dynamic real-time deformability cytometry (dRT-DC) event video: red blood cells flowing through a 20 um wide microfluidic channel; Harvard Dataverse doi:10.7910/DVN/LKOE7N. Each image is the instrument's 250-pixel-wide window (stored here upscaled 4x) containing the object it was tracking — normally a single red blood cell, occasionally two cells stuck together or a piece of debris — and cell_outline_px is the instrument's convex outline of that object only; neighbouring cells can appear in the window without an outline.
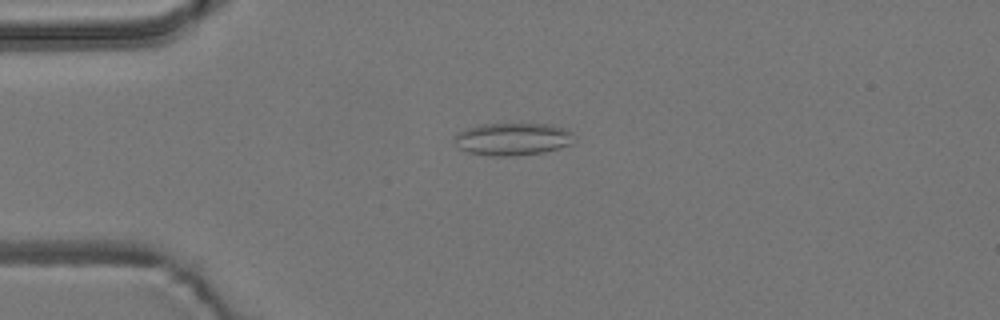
{"species": "common noctule bat (a hibernating species)", "species_latin": "Nyctalus noctula", "temperature_condition": "room temperature", "stored_images_in_passage": 19, "camera_frame_rate_fps": 3000, "um_per_image_px": 0.085, "animal": {"sex": "male", "body_mass_g": 19.2, "forearm_length_mm": 51.8}, "frame": {"image": 1, "passage_image": 14, "time_ms": 4.333, "image_size_px": [1000, 320], "cell_outline_px": [[572, 144], [560, 148], [544, 152], [512, 156], [492, 156], [468, 152], [460, 148], [456, 144], [456, 132], [480, 124], [552, 124], [568, 128], [572, 132]], "centroid_in_image_um": [43.61, 11.81], "position_along_channel_um": 41.4, "area_um2": 22.72}}
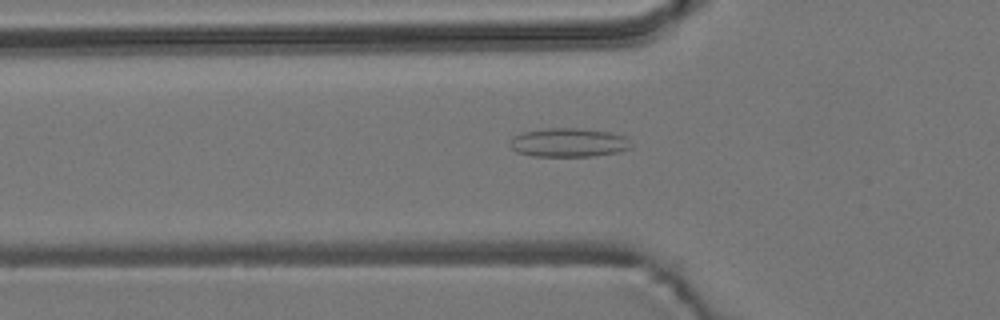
{"frame": {"image": 2, "passage_image": 19, "time_ms": 6.0, "image_size_px": [1000, 320], "cell_outline_px": [[632, 148], [620, 152], [596, 156], [532, 156], [516, 152], [508, 144], [508, 140], [512, 136], [524, 132], [548, 128], [580, 128], [608, 132], [624, 136], [632, 144]], "centroid_in_image_um": [48.32, 12.12], "position_along_channel_um": 77.5, "area_um2": 20.58}}